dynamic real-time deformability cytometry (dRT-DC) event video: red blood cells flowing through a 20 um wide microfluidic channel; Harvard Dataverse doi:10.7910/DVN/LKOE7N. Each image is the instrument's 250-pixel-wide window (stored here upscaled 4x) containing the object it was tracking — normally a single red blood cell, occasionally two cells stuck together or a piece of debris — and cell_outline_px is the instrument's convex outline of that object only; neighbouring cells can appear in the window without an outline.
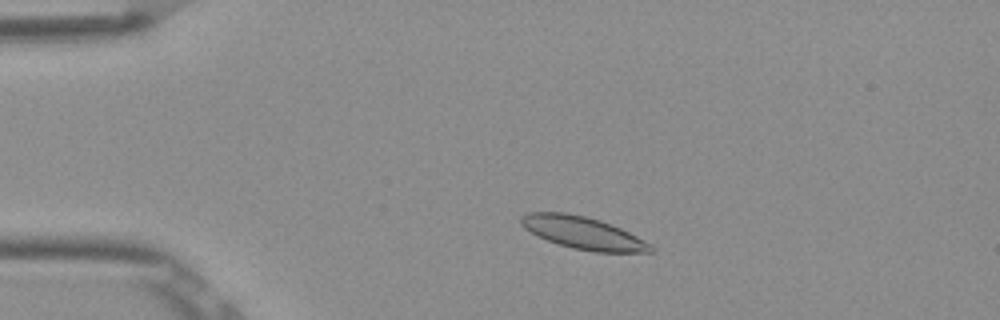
{"species": "Egyptian fruit bat (a non-hibernating species)", "species_latin": "Rousettus aegyptiacus", "temperature_condition": "room temperature", "stored_images_in_passage": 7, "camera_frame_rate_fps": 3000, "um_per_image_px": 0.085, "frame": {"image": 1, "passage_image": 2, "time_ms": 0.333, "image_size_px": [1000, 320], "cell_outline_px": [[656, 248], [652, 252], [596, 252], [572, 248], [548, 240], [524, 228], [520, 224], [520, 216], [528, 212], [564, 212], [584, 216], [600, 220], [620, 228], [652, 244]], "centroid_in_image_um": [49.57, 19.79], "position_along_channel_um": 35.4, "area_um2": 24.28}}
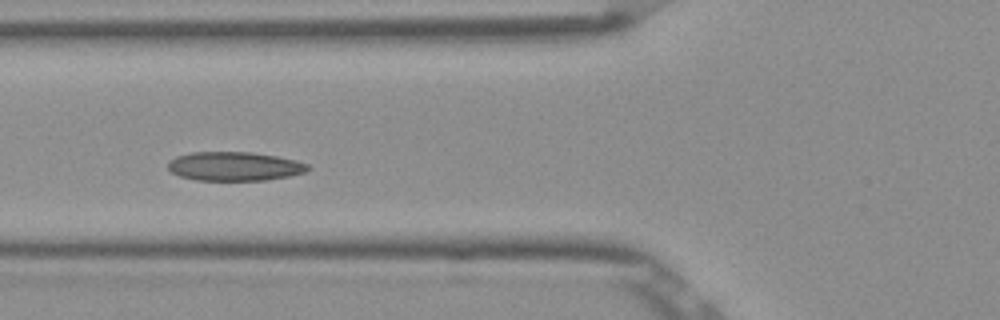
{"frame": {"image": 2, "passage_image": 4, "time_ms": 1.0, "image_size_px": [1000, 320], "cell_outline_px": [[312, 168], [304, 172], [288, 176], [264, 180], [196, 180], [180, 176], [172, 172], [168, 168], [168, 160], [176, 156], [192, 152], [248, 152], [276, 156], [296, 160], [308, 164]], "centroid_in_image_um": [19.91, 14.13], "position_along_channel_um": 105.9, "area_um2": 23.52}}
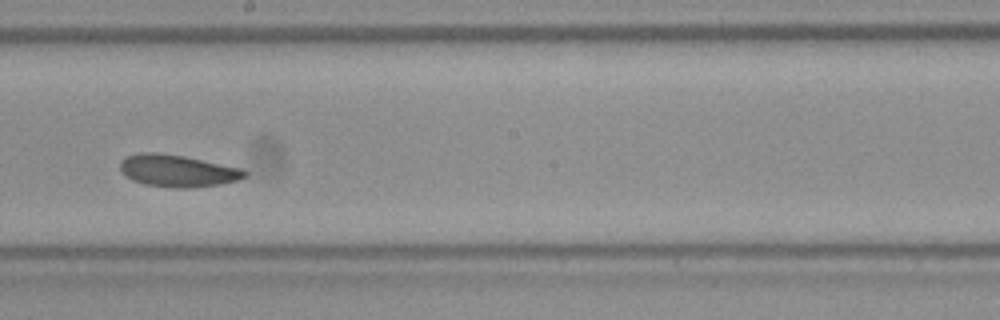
{"frame": {"image": 3, "passage_image": 7, "time_ms": 2.0, "image_size_px": [1000, 320], "cell_outline_px": [[248, 176], [236, 180], [220, 184], [188, 188], [172, 188], [144, 184], [132, 180], [120, 168], [120, 160], [124, 156], [140, 152], [156, 152], [184, 156], [244, 168], [248, 172]], "centroid_in_image_um": [15.11, 14.5], "position_along_channel_um": 233.1, "area_um2": 23.47}}